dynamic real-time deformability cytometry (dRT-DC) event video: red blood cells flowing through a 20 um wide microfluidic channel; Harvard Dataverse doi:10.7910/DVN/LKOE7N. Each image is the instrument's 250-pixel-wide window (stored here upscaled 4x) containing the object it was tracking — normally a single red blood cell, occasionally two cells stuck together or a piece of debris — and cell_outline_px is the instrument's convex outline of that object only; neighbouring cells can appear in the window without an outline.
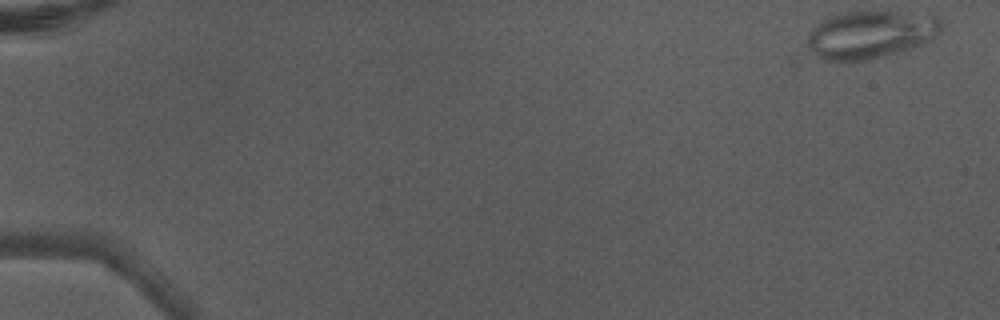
{"species": "Egyptian fruit bat (a non-hibernating species)", "species_latin": "Rousettus aegyptiacus", "temperature_condition": "warm", "stored_images_in_passage": 5, "camera_frame_rate_fps": 3000, "um_per_image_px": 0.085, "animal": {"sex": "male"}, "frame": {"image": 1, "passage_image": 1, "time_ms": 0.0, "image_size_px": [1000, 320], "cell_outline_px": [[944, 24], [932, 40], [924, 44], [884, 56], [868, 60], [824, 60], [816, 56], [808, 44], [808, 32], [816, 24], [828, 16], [844, 12], [896, 12], [940, 16]], "centroid_in_image_um": [74.02, 2.93], "position_along_channel_um": 11.0, "area_um2": 37.17}}